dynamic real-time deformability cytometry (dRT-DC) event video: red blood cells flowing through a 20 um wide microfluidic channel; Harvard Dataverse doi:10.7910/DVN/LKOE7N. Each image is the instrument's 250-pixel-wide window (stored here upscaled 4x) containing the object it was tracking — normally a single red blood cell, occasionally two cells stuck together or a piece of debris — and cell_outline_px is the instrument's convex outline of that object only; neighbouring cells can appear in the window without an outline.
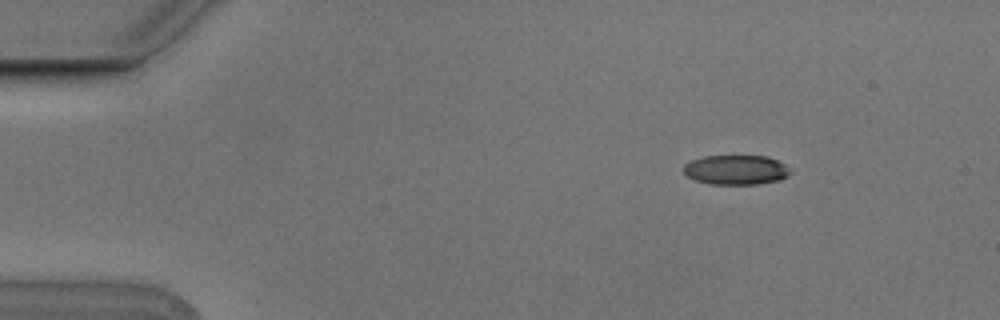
{"species": "Egyptian fruit bat (a non-hibernating species)", "species_latin": "Rousettus aegyptiacus", "temperature_condition": "cold", "stored_images_in_passage": 9, "camera_frame_rate_fps": 3000, "um_per_image_px": 0.085, "animal": {"sex": "male"}, "frame": {"image": 1, "passage_image": 2, "time_ms": 0.333, "image_size_px": [1000, 320], "cell_outline_px": [[792, 172], [788, 176], [780, 180], [756, 184], [708, 184], [696, 180], [688, 176], [684, 172], [684, 164], [692, 160], [704, 156], [768, 156], [792, 168]], "centroid_in_image_um": [62.6, 14.44], "position_along_channel_um": 22.4, "area_um2": 18.5}}
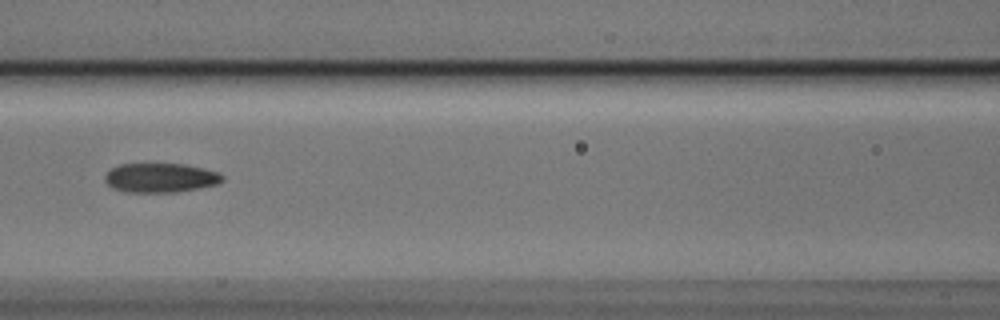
{"frame": {"image": 2, "passage_image": 6, "time_ms": 1.667, "image_size_px": [1000, 320], "cell_outline_px": [[224, 180], [216, 184], [200, 188], [176, 192], [128, 192], [112, 188], [104, 180], [104, 176], [112, 168], [120, 164], [184, 164], [204, 168], [216, 172], [224, 176]], "centroid_in_image_um": [13.64, 15.11], "position_along_channel_um": 153.0, "area_um2": 20.0}}
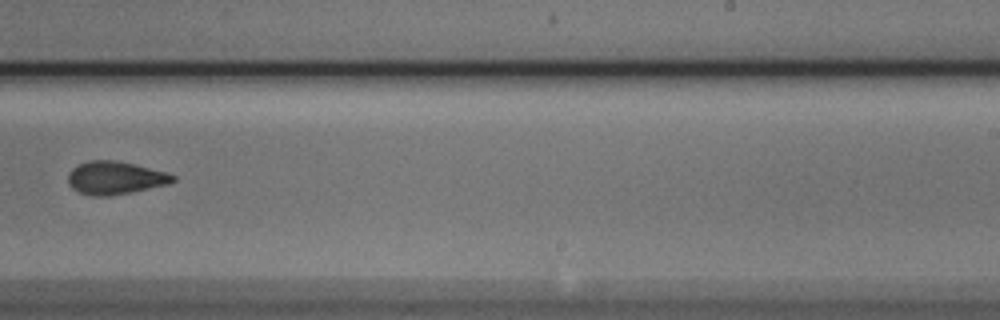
{"frame": {"image": 3, "passage_image": 9, "time_ms": 2.667, "image_size_px": [1000, 320], "cell_outline_px": [[176, 180], [168, 184], [132, 192], [112, 196], [92, 196], [80, 192], [72, 188], [68, 184], [68, 172], [76, 164], [88, 160], [112, 160], [132, 164], [164, 172], [176, 176]], "centroid_in_image_um": [9.74, 15.12], "position_along_channel_um": 279.3, "area_um2": 20.11}}